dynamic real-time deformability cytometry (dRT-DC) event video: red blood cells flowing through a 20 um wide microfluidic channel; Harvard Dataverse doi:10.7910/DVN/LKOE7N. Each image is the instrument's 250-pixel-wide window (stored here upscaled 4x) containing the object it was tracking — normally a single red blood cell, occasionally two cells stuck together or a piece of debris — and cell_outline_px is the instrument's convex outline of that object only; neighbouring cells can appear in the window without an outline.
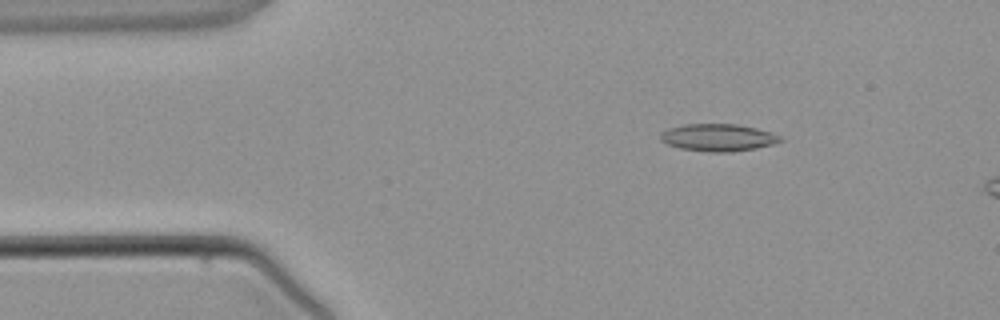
{"species": "common noctule bat (a hibernating species)", "species_latin": "Nyctalus noctula", "temperature_condition": "warm", "stored_images_in_passage": 3, "camera_frame_rate_fps": 3000, "um_per_image_px": 0.085, "animal": {"sex": "male", "body_mass_g": 21.5, "forearm_length_mm": 52.0}, "frame": {"image": 1, "passage_image": 2, "time_ms": 1.333, "image_size_px": [1000, 320], "cell_outline_px": [[784, 140], [772, 144], [756, 148], [732, 152], [712, 152], [680, 148], [668, 144], [660, 140], [660, 136], [668, 128], [684, 124], [736, 124], [756, 128], [772, 132], [784, 136]], "centroid_in_image_um": [61.09, 11.69], "position_along_channel_um": 23.9, "area_um2": 19.07}}